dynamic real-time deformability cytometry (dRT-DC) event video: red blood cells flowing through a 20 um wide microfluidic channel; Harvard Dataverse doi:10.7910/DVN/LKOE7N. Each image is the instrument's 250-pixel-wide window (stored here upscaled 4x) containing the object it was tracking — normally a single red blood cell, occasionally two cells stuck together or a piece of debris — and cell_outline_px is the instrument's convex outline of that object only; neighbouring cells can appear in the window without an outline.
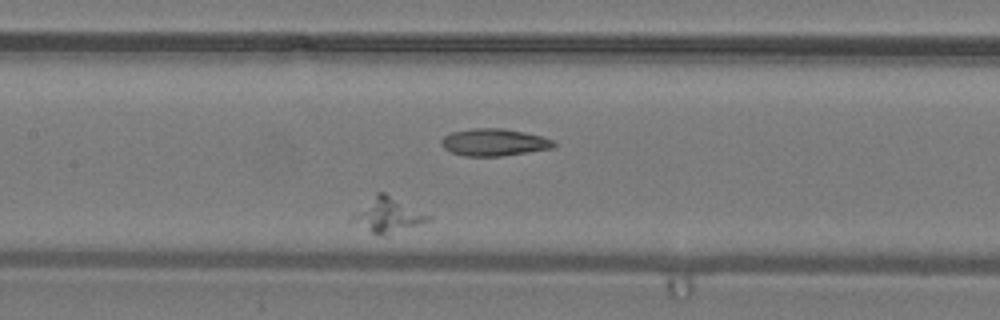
{"species": "common noctule bat (a hibernating species)", "species_latin": "Nyctalus noctula", "temperature_condition": "warm", "stored_images_in_passage": 29, "camera_frame_rate_fps": 3000, "um_per_image_px": 0.085, "animal": {"sex": "male", "body_mass_g": 19.2, "forearm_length_mm": 51.8}, "frame": {"image": 1, "passage_image": 13, "time_ms": 4.0, "image_size_px": [1000, 320], "cell_outline_px": [[432, 220], [420, 224], [388, 232], [372, 232], [348, 220], [376, 192], [384, 192], [432, 216]], "centroid_in_image_um": [32.98, 18.22], "position_along_channel_um": 174.4, "area_um2": 14.45}}